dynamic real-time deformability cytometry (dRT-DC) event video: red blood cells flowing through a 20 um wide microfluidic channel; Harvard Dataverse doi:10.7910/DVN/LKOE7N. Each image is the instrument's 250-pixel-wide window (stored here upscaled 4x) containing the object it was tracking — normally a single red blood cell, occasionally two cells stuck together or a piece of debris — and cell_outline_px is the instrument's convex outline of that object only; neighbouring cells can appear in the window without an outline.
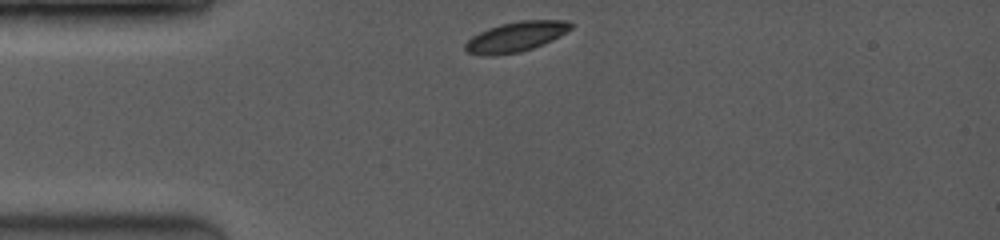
{"species": "common noctule bat (a hibernating species)", "species_latin": "Nyctalus noctula", "temperature_condition": "room temperature", "stored_images_in_passage": 35, "camera_frame_rate_fps": 3500, "um_per_image_px": 0.085, "animal": {"sex": "female", "body_mass_g": 19.0, "forearm_length_mm": 53.3}, "frame": {"image": 1, "passage_image": 1, "time_ms": 0.0, "image_size_px": [1000, 240], "cell_outline_px": [[572, 28], [552, 40], [532, 48], [520, 52], [468, 52], [464, 48], [464, 44], [472, 36], [488, 28], [500, 24], [520, 20], [568, 20], [572, 24]], "centroid_in_image_um": [43.93, 3.05], "position_along_channel_um": 41.1, "area_um2": 17.57}}
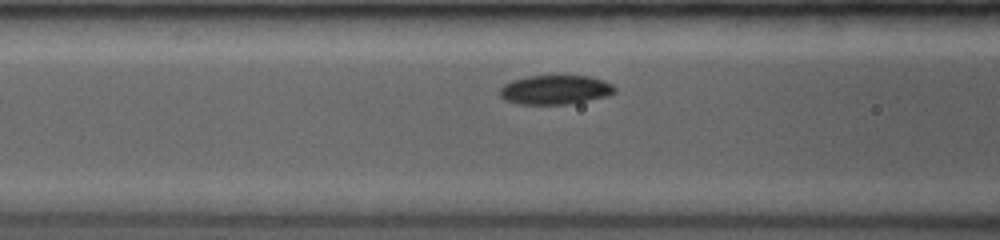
{"frame": {"image": 2, "passage_image": 10, "time_ms": 2.571, "image_size_px": [1000, 240], "cell_outline_px": [[616, 92], [608, 96], [568, 104], [516, 104], [504, 100], [500, 96], [500, 88], [504, 84], [512, 80], [528, 76], [588, 76], [612, 84], [616, 88]], "centroid_in_image_um": [47.17, 7.64], "position_along_channel_um": 119.4, "area_um2": 19.54}}
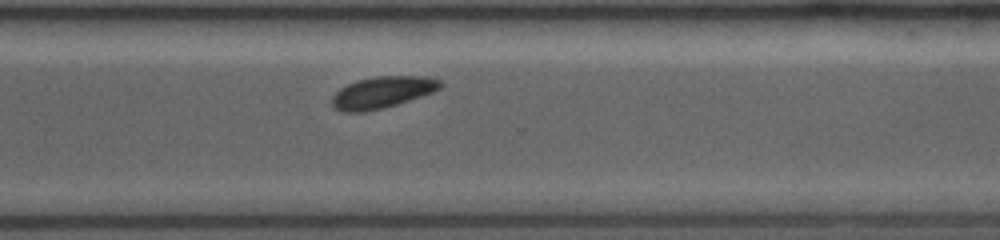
{"frame": {"image": 3, "passage_image": 29, "time_ms": 8.0, "image_size_px": [1000, 240], "cell_outline_px": [[444, 84], [440, 88], [432, 92], [396, 104], [364, 112], [344, 112], [332, 108], [332, 96], [340, 88], [356, 80], [376, 76], [424, 76], [440, 80]], "centroid_in_image_um": [32.46, 7.84], "position_along_channel_um": 338.1, "area_um2": 19.83}}